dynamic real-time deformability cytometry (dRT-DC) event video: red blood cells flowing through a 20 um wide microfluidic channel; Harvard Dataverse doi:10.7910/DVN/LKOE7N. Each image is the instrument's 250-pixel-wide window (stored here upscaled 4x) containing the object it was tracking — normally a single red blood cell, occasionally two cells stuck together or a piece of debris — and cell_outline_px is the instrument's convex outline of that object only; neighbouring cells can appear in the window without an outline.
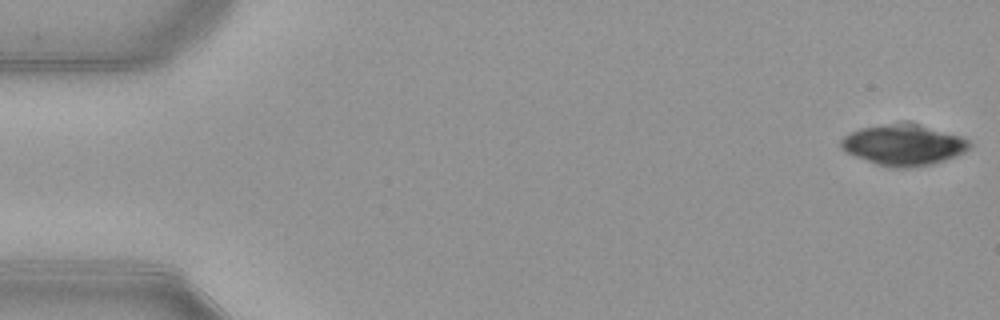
{"species": "common noctule bat (a hibernating species)", "species_latin": "Nyctalus noctula", "temperature_condition": "warm", "stored_images_in_passage": 52, "camera_frame_rate_fps": 3000, "um_per_image_px": 0.085, "animal": {"sex": "female", "body_mass_g": 21.9}, "frame": {"image": 1, "passage_image": 1, "time_ms": 0.0, "image_size_px": [1000, 320], "cell_outline_px": [[972, 144], [964, 152], [944, 160], [932, 164], [908, 168], [892, 168], [876, 164], [844, 152], [840, 148], [840, 140], [848, 132], [860, 128], [900, 120], [912, 120], [960, 136], [968, 140]], "centroid_in_image_um": [76.76, 12.27], "position_along_channel_um": 8.2, "area_um2": 31.56}}
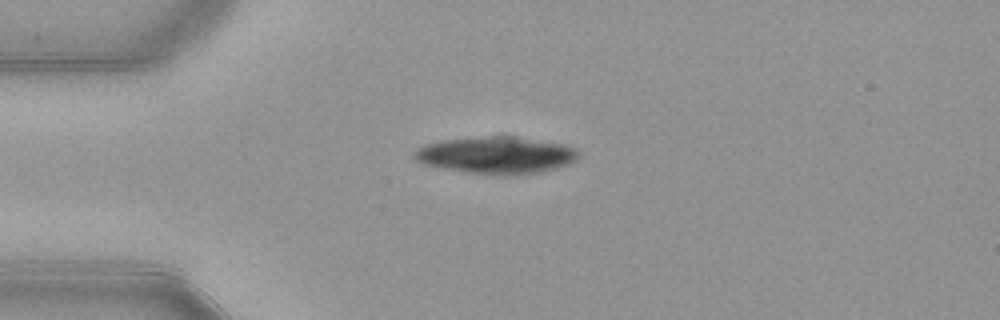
{"frame": {"image": 2, "passage_image": 13, "time_ms": 4.0, "image_size_px": [1000, 320], "cell_outline_px": [[576, 160], [568, 164], [556, 168], [540, 172], [504, 176], [500, 176], [464, 172], [420, 164], [412, 156], [424, 144], [440, 140], [492, 136], [516, 136], [568, 144], [576, 148]], "centroid_in_image_um": [42.18, 13.19], "position_along_channel_um": 42.8, "area_um2": 35.78}}
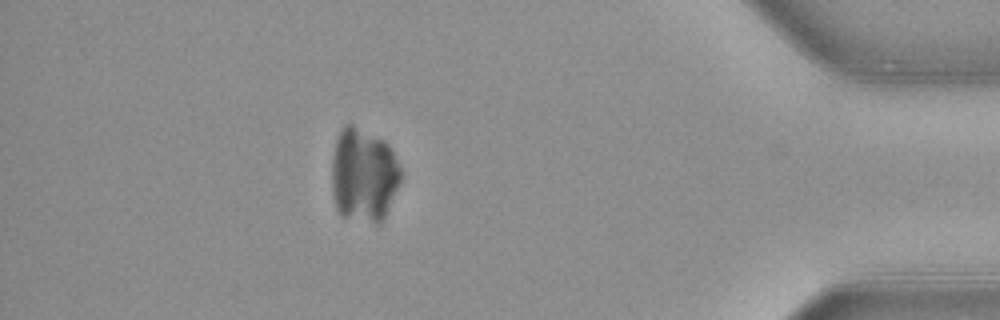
{"frame": {"image": 3, "passage_image": 46, "time_ms": 15.0, "image_size_px": [1000, 320], "cell_outline_px": [[400, 184], [384, 220], [380, 224], [376, 224], [340, 216], [336, 208], [332, 192], [332, 160], [336, 140], [344, 124], [352, 124], [384, 140], [388, 144], [400, 168]], "centroid_in_image_um": [30.9, 14.92], "position_along_channel_um": 404.3, "area_um2": 38.09}}